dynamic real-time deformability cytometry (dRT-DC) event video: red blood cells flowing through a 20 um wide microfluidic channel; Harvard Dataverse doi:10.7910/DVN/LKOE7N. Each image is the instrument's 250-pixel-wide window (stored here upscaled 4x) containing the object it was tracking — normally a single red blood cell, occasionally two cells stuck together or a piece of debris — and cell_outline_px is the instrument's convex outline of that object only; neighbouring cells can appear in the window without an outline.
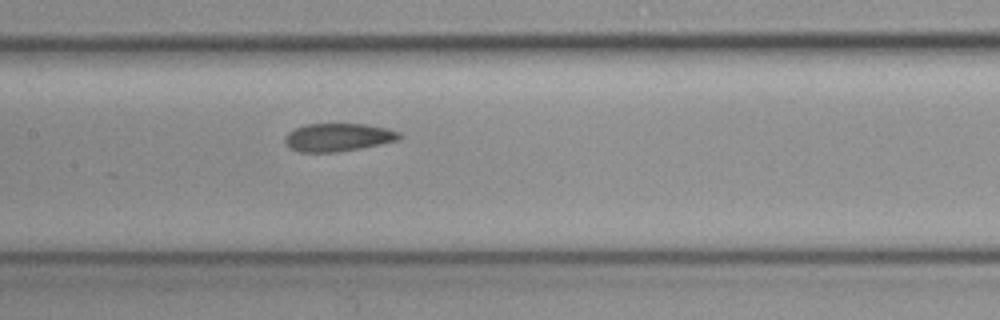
{"species": "common noctule bat (a hibernating species)", "species_latin": "Nyctalus noctula", "temperature_condition": "cold", "stored_images_in_passage": 8, "camera_frame_rate_fps": 3000, "um_per_image_px": 0.085, "animal": {"sex": "female", "body_mass_g": 19.3, "forearm_length_mm": 54.1}, "frame": {"image": 1, "passage_image": 7, "time_ms": 2.0, "image_size_px": [1000, 320], "cell_outline_px": [[404, 136], [400, 140], [336, 152], [300, 152], [292, 148], [284, 140], [284, 136], [288, 132], [304, 124], [364, 124], [388, 128], [400, 132]], "centroid_in_image_um": [28.77, 11.66], "position_along_channel_um": 178.6, "area_um2": 18.61}}